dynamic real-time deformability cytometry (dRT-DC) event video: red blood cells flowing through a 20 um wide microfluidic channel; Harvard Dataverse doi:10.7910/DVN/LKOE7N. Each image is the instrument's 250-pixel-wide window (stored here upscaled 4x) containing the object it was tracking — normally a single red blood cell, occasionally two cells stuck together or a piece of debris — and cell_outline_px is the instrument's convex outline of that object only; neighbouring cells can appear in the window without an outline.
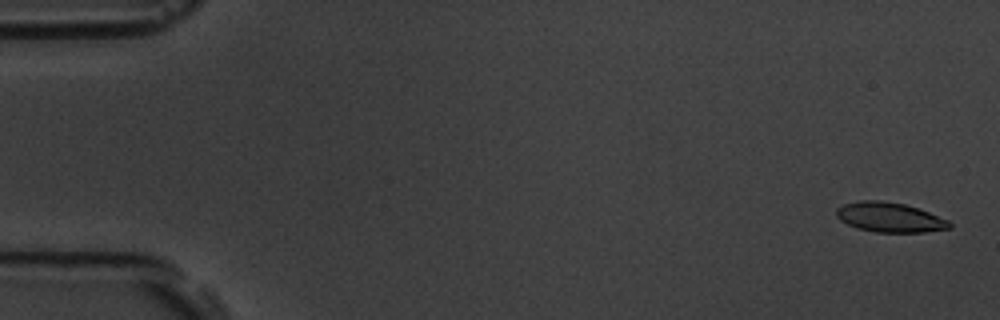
{"species": "common noctule bat (a hibernating species)", "species_latin": "Nyctalus noctula", "temperature_condition": "room temperature", "stored_images_in_passage": 6, "camera_frame_rate_fps": 3000, "um_per_image_px": 0.085, "animal": {"sex": "male", "body_mass_g": 19.5, "forearm_length_mm": 54.6}, "frame": {"image": 1, "passage_image": 1, "time_ms": 0.0, "image_size_px": [1000, 320], "cell_outline_px": [[952, 228], [924, 232], [876, 232], [856, 228], [840, 220], [836, 216], [836, 208], [844, 204], [860, 200], [880, 200], [904, 204], [928, 212], [948, 220], [952, 224]], "centroid_in_image_um": [75.61, 18.47], "position_along_channel_um": 9.4, "area_um2": 19.54}}
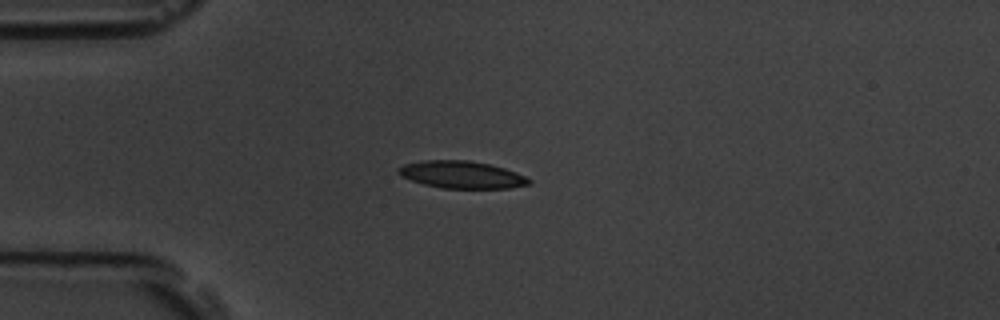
{"frame": {"image": 2, "passage_image": 4, "time_ms": 4.333, "image_size_px": [1000, 320], "cell_outline_px": [[532, 184], [508, 188], [440, 188], [424, 184], [400, 176], [396, 172], [396, 168], [404, 164], [424, 160], [468, 160], [488, 164], [504, 168], [516, 172], [532, 180]], "centroid_in_image_um": [39.22, 14.85], "position_along_channel_um": 45.8, "area_um2": 20.81}}
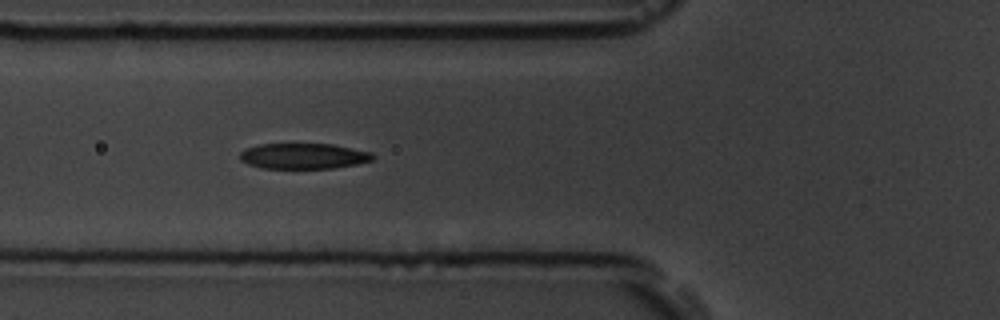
{"frame": {"image": 3, "passage_image": 6, "time_ms": 6.333, "image_size_px": [1000, 320], "cell_outline_px": [[376, 156], [372, 160], [356, 164], [332, 168], [260, 168], [248, 164], [240, 160], [240, 152], [244, 148], [260, 144], [332, 144], [372, 152]], "centroid_in_image_um": [25.78, 13.26], "position_along_channel_um": 100.0, "area_um2": 19.88}}